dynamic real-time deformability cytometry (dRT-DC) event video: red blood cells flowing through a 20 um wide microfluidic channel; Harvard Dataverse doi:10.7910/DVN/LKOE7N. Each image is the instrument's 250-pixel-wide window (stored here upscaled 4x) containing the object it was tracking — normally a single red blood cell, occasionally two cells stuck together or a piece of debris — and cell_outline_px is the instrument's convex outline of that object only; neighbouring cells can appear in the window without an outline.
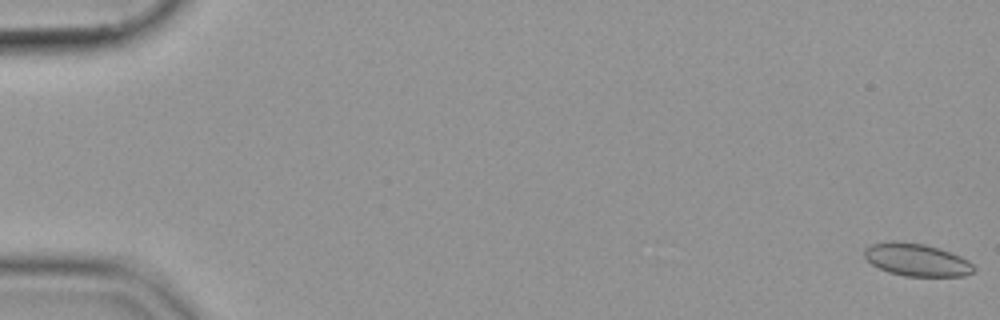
{"species": "common noctule bat (a hibernating species)", "species_latin": "Nyctalus noctula", "temperature_condition": "cold", "stored_images_in_passage": 56, "camera_frame_rate_fps": 3000, "um_per_image_px": 0.085, "animal": {"sex": "female", "body_mass_g": 19.9}, "frame": {"image": 1, "passage_image": 1, "time_ms": 0.0, "image_size_px": [1000, 320], "cell_outline_px": [[976, 268], [972, 272], [964, 276], [904, 276], [888, 272], [872, 264], [864, 256], [864, 248], [872, 244], [892, 240], [896, 240], [924, 244], [940, 248], [960, 256], [968, 260]], "centroid_in_image_um": [77.91, 22.07], "position_along_channel_um": 7.1, "area_um2": 20.87}}
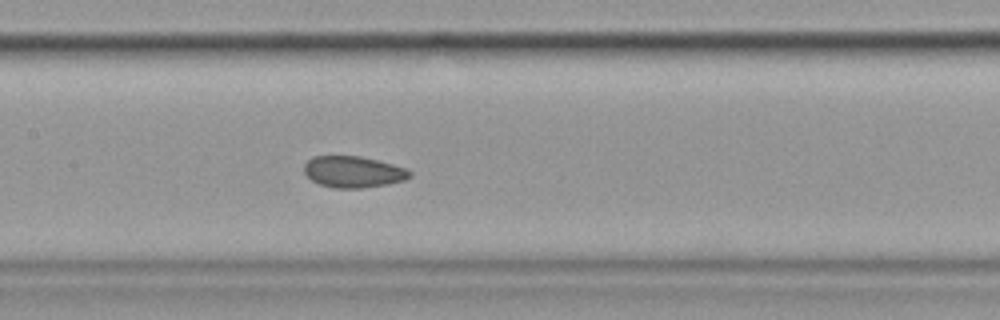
{"frame": {"image": 2, "passage_image": 28, "time_ms": 9.0, "image_size_px": [1000, 320], "cell_outline_px": [[412, 176], [404, 180], [388, 184], [360, 188], [336, 188], [320, 184], [312, 180], [304, 172], [304, 164], [312, 156], [360, 156], [408, 168], [412, 172]], "centroid_in_image_um": [30.05, 14.6], "position_along_channel_um": 177.4, "area_um2": 19.31}}
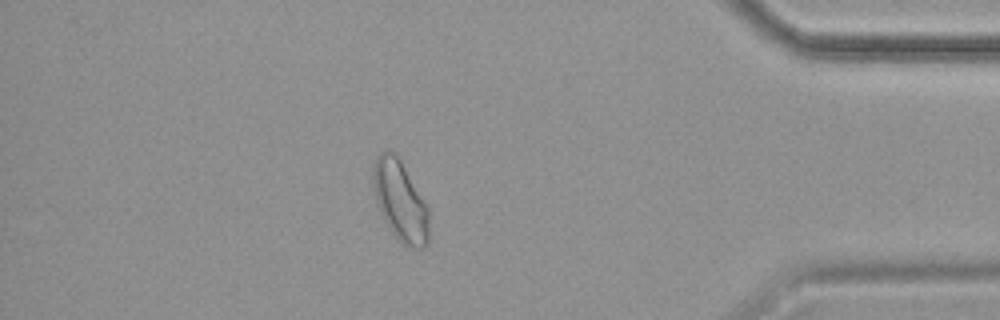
{"frame": {"image": 3, "passage_image": 49, "time_ms": 16.0, "image_size_px": [1000, 320], "cell_outline_px": [[428, 244], [420, 248], [416, 248], [400, 244], [396, 240], [388, 228], [376, 204], [372, 184], [372, 164], [376, 156], [380, 152], [388, 148], [396, 152], [428, 208]], "centroid_in_image_um": [33.96, 17.05], "position_along_channel_um": 401.2, "area_um2": 26.65}}